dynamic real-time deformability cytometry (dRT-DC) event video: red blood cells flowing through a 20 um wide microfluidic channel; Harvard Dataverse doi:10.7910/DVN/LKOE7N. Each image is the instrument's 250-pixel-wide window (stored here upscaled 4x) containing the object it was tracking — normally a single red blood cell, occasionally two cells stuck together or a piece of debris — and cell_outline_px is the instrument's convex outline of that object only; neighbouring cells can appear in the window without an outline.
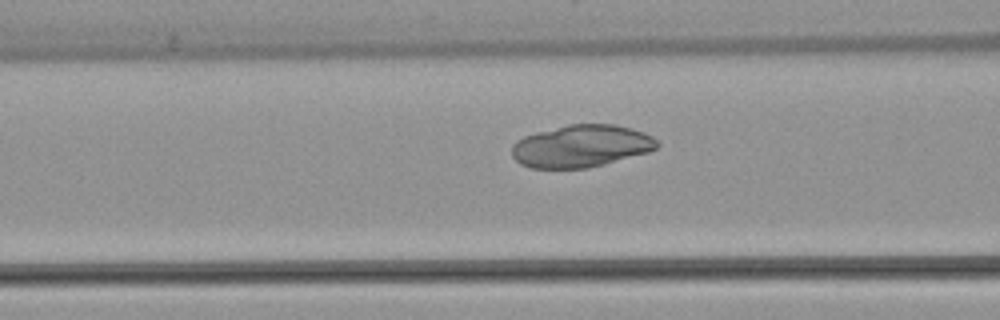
{"species": "common noctule bat (a hibernating species)", "species_latin": "Nyctalus noctula", "temperature_condition": "warm", "stored_images_in_passage": 52, "camera_frame_rate_fps": 3000, "um_per_image_px": 0.085, "animal": {"sex": "female", "body_mass_g": 22.7, "forearm_length_mm": 54.2}, "frame": {"image": 1, "passage_image": 21, "time_ms": 6.667, "image_size_px": [1000, 320], "cell_outline_px": [[660, 144], [656, 148], [648, 152], [604, 164], [588, 168], [528, 168], [520, 164], [512, 156], [512, 144], [516, 140], [524, 136], [536, 132], [568, 124], [616, 124], [632, 128], [644, 132], [652, 136]], "centroid_in_image_um": [49.38, 12.41], "position_along_channel_um": 117.2, "area_um2": 36.01}}
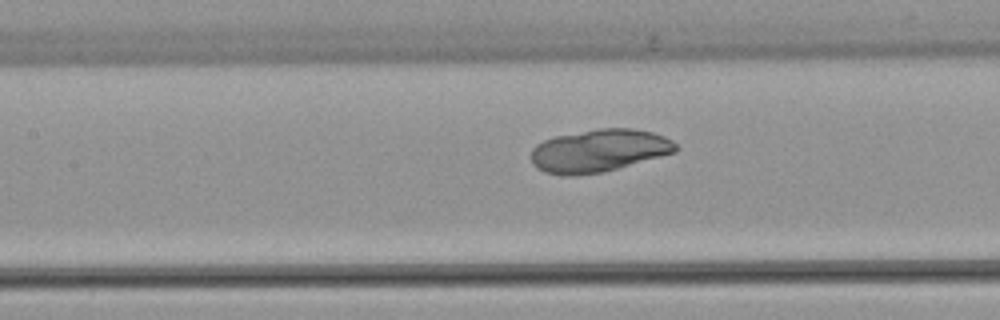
{"frame": {"image": 2, "passage_image": 24, "time_ms": 7.667, "image_size_px": [1000, 320], "cell_outline_px": [[680, 148], [676, 152], [604, 172], [576, 176], [560, 176], [544, 172], [536, 168], [532, 164], [532, 148], [536, 144], [544, 140], [556, 136], [600, 128], [632, 128], [652, 132], [664, 136], [672, 140]], "centroid_in_image_um": [50.91, 12.82], "position_along_channel_um": 156.5, "area_um2": 36.24}}
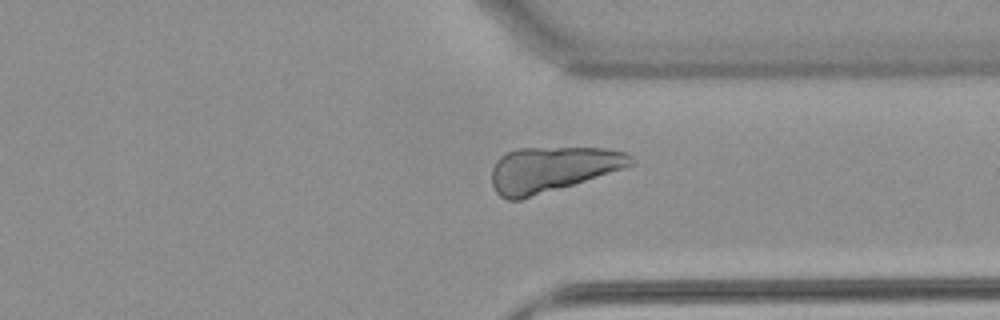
{"frame": {"image": 3, "passage_image": 40, "time_ms": 13.0, "image_size_px": [1000, 320], "cell_outline_px": [[636, 164], [624, 168], [520, 200], [508, 200], [500, 196], [496, 192], [492, 184], [492, 168], [496, 160], [500, 156], [516, 148], [604, 148], [628, 152], [636, 160]], "centroid_in_image_um": [46.94, 14.37], "position_along_channel_um": 364.5, "area_um2": 36.47}}